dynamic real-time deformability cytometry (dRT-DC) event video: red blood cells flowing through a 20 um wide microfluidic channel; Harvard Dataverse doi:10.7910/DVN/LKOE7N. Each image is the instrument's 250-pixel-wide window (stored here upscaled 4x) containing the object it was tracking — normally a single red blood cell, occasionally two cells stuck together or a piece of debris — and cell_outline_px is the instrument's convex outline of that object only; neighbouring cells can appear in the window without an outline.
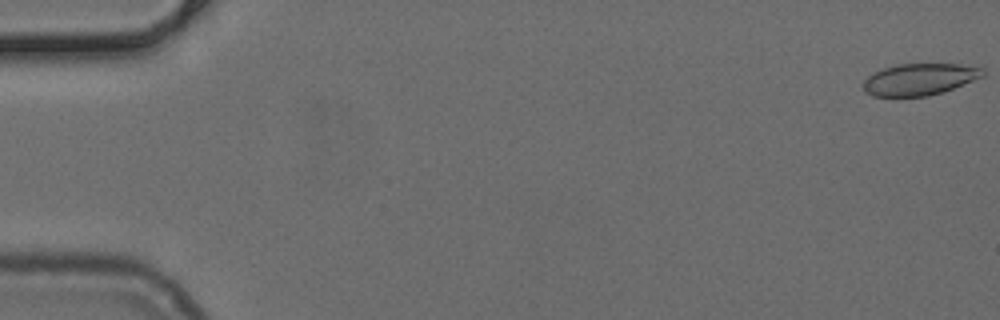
{"species": "common noctule bat (a hibernating species)", "species_latin": "Nyctalus noctula", "temperature_condition": "cold", "stored_images_in_passage": 15, "camera_frame_rate_fps": 3000, "um_per_image_px": 0.085, "animal": {"sex": "female", "body_mass_g": 24.6, "forearm_length_mm": 56.2}, "frame": {"image": 1, "passage_image": 1, "time_ms": 0.0, "image_size_px": [1000, 320], "cell_outline_px": [[984, 76], [944, 92], [928, 96], [872, 96], [864, 92], [860, 84], [868, 76], [884, 68], [900, 64], [960, 64], [984, 68]], "centroid_in_image_um": [78.15, 6.75], "position_along_channel_um": 6.9, "area_um2": 22.2}}